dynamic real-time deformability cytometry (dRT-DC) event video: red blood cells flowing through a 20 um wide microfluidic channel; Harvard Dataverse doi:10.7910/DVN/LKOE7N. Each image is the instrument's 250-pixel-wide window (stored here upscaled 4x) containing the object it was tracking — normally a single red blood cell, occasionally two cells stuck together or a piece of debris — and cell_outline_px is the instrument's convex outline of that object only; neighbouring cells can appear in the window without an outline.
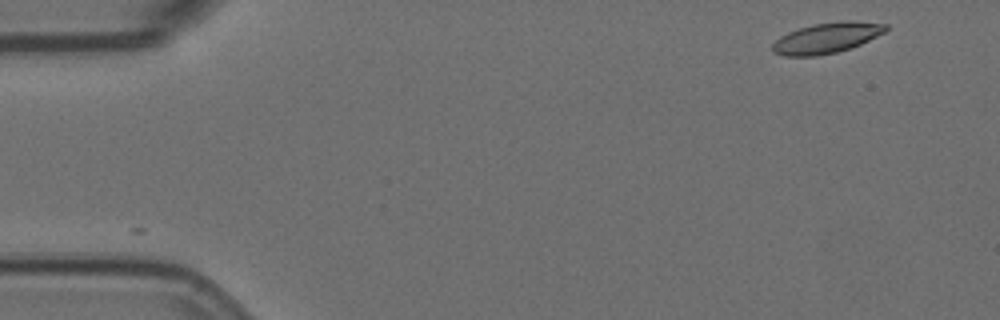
{"species": "Egyptian fruit bat (a non-hibernating species)", "species_latin": "Rousettus aegyptiacus", "temperature_condition": "room temperature", "stored_images_in_passage": 2, "camera_frame_rate_fps": 3000, "um_per_image_px": 0.085, "animal": {"sex": "female"}, "frame": {"image": 1, "passage_image": 1, "time_ms": 0.0, "image_size_px": [1000, 320], "cell_outline_px": [[888, 28], [884, 32], [860, 44], [836, 52], [816, 56], [784, 56], [772, 52], [772, 44], [780, 36], [788, 32], [800, 28], [816, 24], [844, 20], [848, 20], [888, 24]], "centroid_in_image_um": [70.24, 3.22], "position_along_channel_um": 14.8, "area_um2": 19.94}}